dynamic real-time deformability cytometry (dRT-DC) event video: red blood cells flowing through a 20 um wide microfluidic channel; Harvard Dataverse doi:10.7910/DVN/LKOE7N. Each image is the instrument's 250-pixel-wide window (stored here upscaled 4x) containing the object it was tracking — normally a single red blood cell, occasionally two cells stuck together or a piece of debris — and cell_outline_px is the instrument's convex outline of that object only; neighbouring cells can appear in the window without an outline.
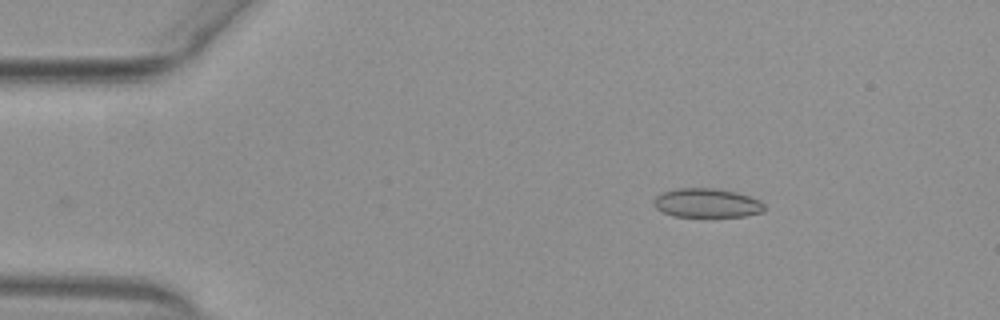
{"species": "common noctule bat (a hibernating species)", "species_latin": "Nyctalus noctula", "temperature_condition": "warm", "stored_images_in_passage": 40, "camera_frame_rate_fps": 3000, "um_per_image_px": 0.085, "animal": {"sex": "female", "body_mass_g": 29.2, "forearm_length_mm": 56.3}, "frame": {"image": 1, "passage_image": 1, "time_ms": 0.0, "image_size_px": [1000, 320], "cell_outline_px": [[764, 212], [744, 216], [672, 216], [656, 208], [652, 204], [652, 200], [660, 192], [676, 188], [716, 188], [736, 192], [760, 200], [764, 204]], "centroid_in_image_um": [60.05, 17.24], "position_along_channel_um": 25.0, "area_um2": 18.84}}
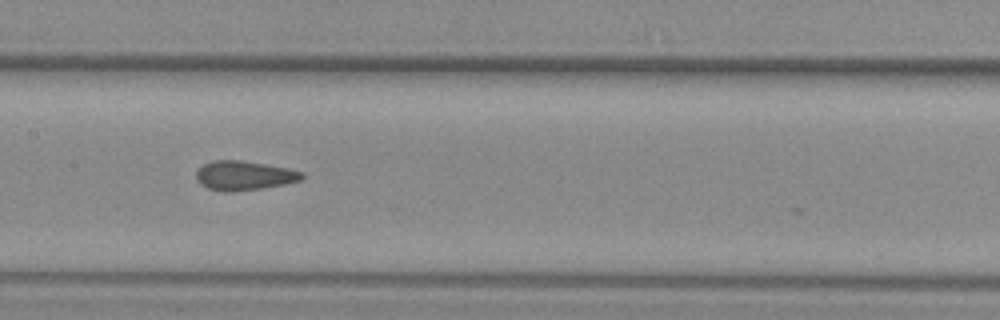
{"frame": {"image": 2, "passage_image": 19, "time_ms": 6.0, "image_size_px": [1000, 320], "cell_outline_px": [[304, 176], [300, 180], [284, 184], [264, 188], [232, 192], [224, 192], [208, 188], [200, 184], [196, 180], [196, 172], [204, 164], [212, 160], [240, 160], [288, 168], [304, 172]], "centroid_in_image_um": [20.73, 14.93], "position_along_channel_um": 186.7, "area_um2": 18.09}}
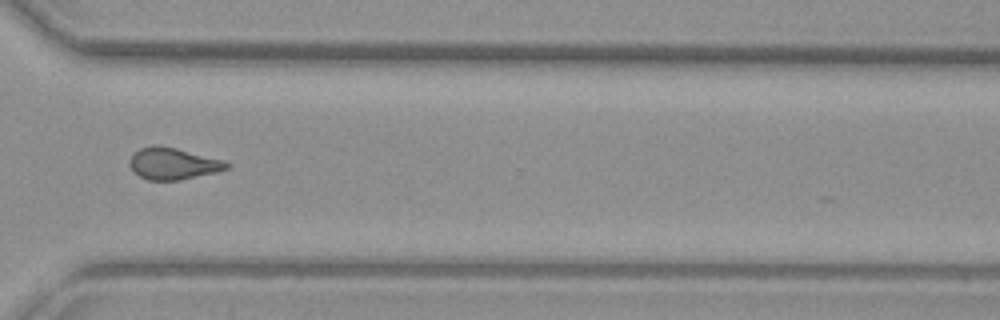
{"frame": {"image": 3, "passage_image": 32, "time_ms": 10.333, "image_size_px": [1000, 320], "cell_outline_px": [[232, 164], [228, 168], [216, 172], [180, 180], [148, 180], [132, 172], [128, 164], [128, 160], [140, 148], [156, 144], [176, 148], [224, 160]], "centroid_in_image_um": [14.69, 13.91], "position_along_channel_um": 355.9, "area_um2": 18.03}, "authors_computed_cell_mechanics": {"area_um2": 17.8602, "velocity_mm_per_s": 3.9135, "shape_relaxation_time_tau1_ms": null, "shape_relaxation_time_tau2_ms": 1.4378, "deformation_change_tau1": null, "deformation_change_tau2": 0.0763}}